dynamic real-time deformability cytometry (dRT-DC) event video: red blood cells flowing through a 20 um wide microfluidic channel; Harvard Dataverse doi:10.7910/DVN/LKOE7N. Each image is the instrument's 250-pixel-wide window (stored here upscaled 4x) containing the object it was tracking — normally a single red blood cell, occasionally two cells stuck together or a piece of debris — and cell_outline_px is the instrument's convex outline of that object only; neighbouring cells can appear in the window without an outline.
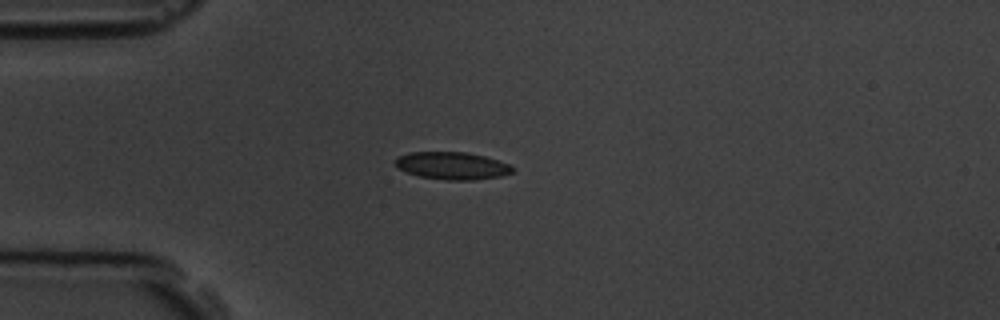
{"species": "common noctule bat (a hibernating species)", "species_latin": "Nyctalus noctula", "temperature_condition": "room temperature", "stored_images_in_passage": 4, "camera_frame_rate_fps": 3000, "um_per_image_px": 0.085, "animal": {"sex": "male", "body_mass_g": 19.5, "forearm_length_mm": 54.6}, "frame": {"image": 1, "passage_image": 4, "time_ms": 3.667, "image_size_px": [1000, 320], "cell_outline_px": [[512, 172], [500, 176], [472, 180], [448, 180], [420, 176], [396, 168], [392, 160], [396, 156], [408, 152], [468, 152], [484, 156], [508, 164], [512, 168]], "centroid_in_image_um": [38.34, 14.07], "position_along_channel_um": 46.7, "area_um2": 18.73}}